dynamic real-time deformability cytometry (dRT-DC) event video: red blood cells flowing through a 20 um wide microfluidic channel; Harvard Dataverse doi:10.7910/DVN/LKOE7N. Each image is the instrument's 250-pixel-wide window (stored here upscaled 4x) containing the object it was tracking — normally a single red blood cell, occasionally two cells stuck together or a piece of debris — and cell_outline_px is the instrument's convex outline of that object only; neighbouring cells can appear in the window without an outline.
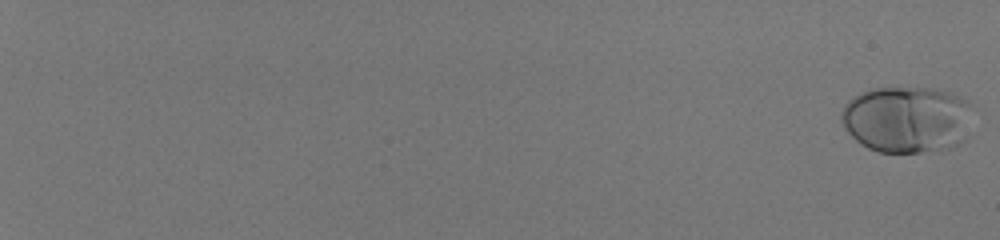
{"species": "human", "species_latin": "Homo sapiens", "temperature_condition": "room temperature", "stored_images_in_passage": 57, "camera_frame_rate_fps": 3000, "um_per_image_px": 0.085, "donor": {"sex": "male"}, "frame": {"image": 1, "passage_image": 1, "time_ms": 0.0, "image_size_px": [1000, 240], "cell_outline_px": [[968, 104], [964, 140], [960, 144], [952, 148], [920, 152], [880, 152], [868, 148], [860, 144], [844, 128], [840, 116], [840, 112], [844, 104], [852, 96], [860, 92], [872, 88], [932, 88], [948, 92], [968, 100]], "centroid_in_image_um": [76.99, 10.14], "position_along_channel_um": 8.0, "area_um2": 50.81}}
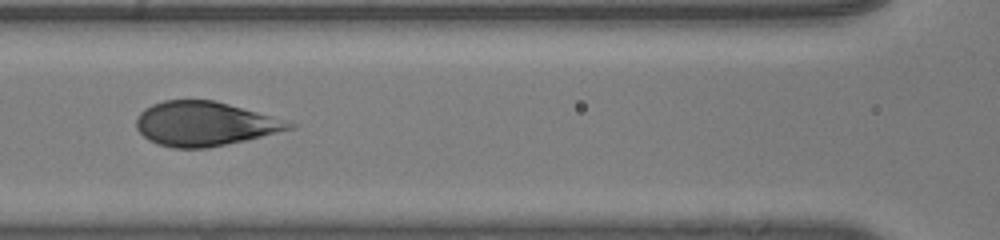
{"frame": {"image": 2, "passage_image": 33, "time_ms": 10.667, "image_size_px": [1000, 240], "cell_outline_px": [[296, 124], [292, 128], [244, 140], [208, 148], [172, 148], [156, 144], [148, 140], [136, 128], [136, 116], [144, 108], [152, 104], [164, 100], [216, 100], [284, 120]], "centroid_in_image_um": [17.3, 10.52], "position_along_channel_um": 149.3, "area_um2": 39.13}}
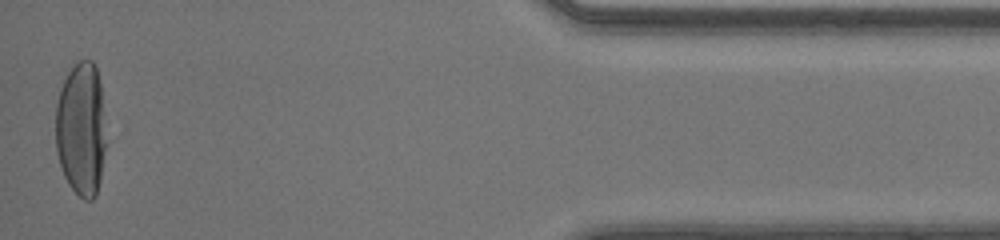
{"frame": {"image": 3, "passage_image": 57, "time_ms": 18.667, "image_size_px": [1000, 240], "cell_outline_px": [[104, 148], [100, 180], [96, 196], [92, 200], [84, 200], [68, 184], [64, 176], [56, 152], [56, 104], [60, 88], [68, 72], [80, 60], [92, 60], [96, 68], [100, 84], [104, 144]], "centroid_in_image_um": [6.86, 11.0], "position_along_channel_um": 428.3, "area_um2": 38.67}, "authors_computed_cell_mechanics": {"area_um2": 43.061, "velocity_mm_per_s": 4.0882, "shape_relaxation_time_tau1_ms": 4.6963, "shape_relaxation_time_tau2_ms": null, "deformation_change_tau1": 0.1988, "deformation_change_tau2": null}}